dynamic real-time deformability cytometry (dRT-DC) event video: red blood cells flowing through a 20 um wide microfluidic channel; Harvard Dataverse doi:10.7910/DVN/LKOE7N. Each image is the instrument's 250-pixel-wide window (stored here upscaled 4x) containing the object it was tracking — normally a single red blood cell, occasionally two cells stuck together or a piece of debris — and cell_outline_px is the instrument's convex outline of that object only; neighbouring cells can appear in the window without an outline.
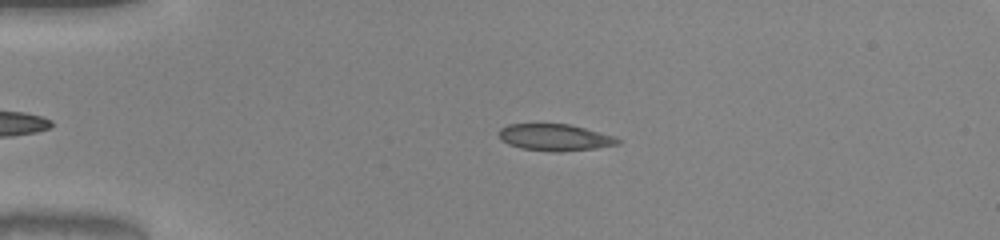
{"species": "common noctule bat (a hibernating species)", "species_latin": "Nyctalus noctula", "temperature_condition": "warm", "stored_images_in_passage": 33, "camera_frame_rate_fps": 3000, "um_per_image_px": 0.085, "animal": {"sex": "male", "body_mass_g": 20.0, "forearm_length_mm": 53.3}, "frame": {"image": 1, "passage_image": 3, "time_ms": 0.667, "image_size_px": [1000, 240], "cell_outline_px": [[620, 144], [596, 148], [556, 152], [520, 148], [508, 144], [500, 140], [500, 128], [508, 124], [568, 124], [584, 128], [612, 136], [620, 140]], "centroid_in_image_um": [47.13, 11.68], "position_along_channel_um": 37.9, "area_um2": 18.26}}
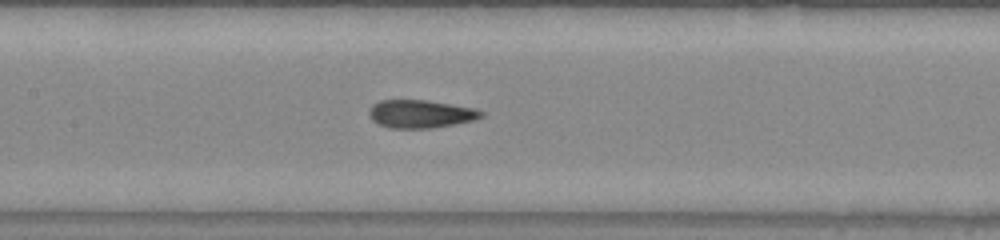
{"frame": {"image": 2, "passage_image": 16, "time_ms": 5.0, "image_size_px": [1000, 240], "cell_outline_px": [[484, 116], [472, 120], [432, 128], [388, 128], [376, 124], [368, 116], [368, 108], [372, 104], [380, 100], [424, 100], [472, 108], [484, 112]], "centroid_in_image_um": [35.65, 9.69], "position_along_channel_um": 171.8, "area_um2": 18.26}}
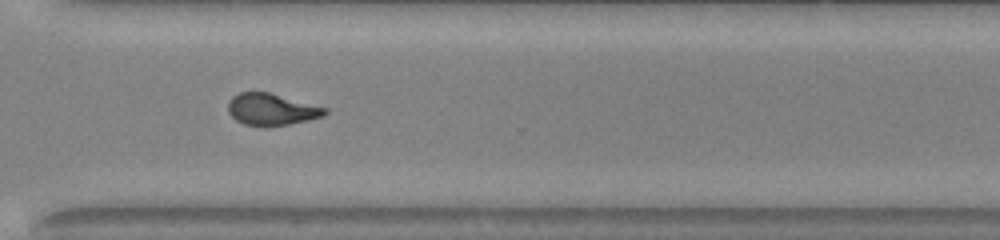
{"frame": {"image": 3, "passage_image": 29, "time_ms": 9.333, "image_size_px": [1000, 240], "cell_outline_px": [[328, 112], [324, 116], [308, 120], [288, 124], [244, 124], [236, 120], [228, 112], [228, 100], [232, 96], [240, 92], [268, 92], [328, 108]], "centroid_in_image_um": [23.09, 9.26], "position_along_channel_um": 347.5, "area_um2": 17.51}, "authors_computed_cell_mechanics": {"area_um2": 18.4382, "velocity_mm_per_s": 4.0637, "shape_relaxation_time_tau1_ms": 5.8877, "shape_relaxation_time_tau2_ms": 0.9414, "deformation_change_tau1": 0.2027, "deformation_change_tau2": 0.0684}}